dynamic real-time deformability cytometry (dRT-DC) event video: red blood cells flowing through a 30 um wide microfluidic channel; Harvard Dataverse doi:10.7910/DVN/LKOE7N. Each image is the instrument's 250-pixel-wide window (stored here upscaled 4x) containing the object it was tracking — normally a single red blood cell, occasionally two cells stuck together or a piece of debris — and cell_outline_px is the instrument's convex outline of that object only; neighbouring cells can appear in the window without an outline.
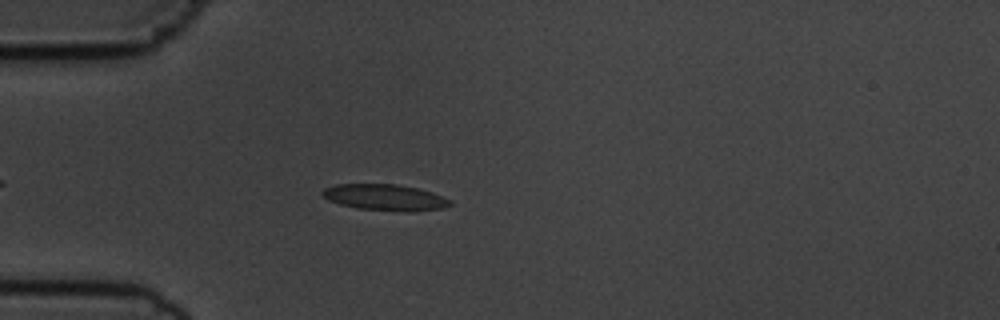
{"species": "common noctule bat (a hibernating species)", "species_latin": "Nyctalus noctula", "temperature_condition": "cold", "stored_images_in_passage": 42, "camera_frame_rate_fps": 3000, "um_per_image_px": 0.085, "animal": {"sex": "male", "body_mass_g": 19.5, "forearm_length_mm": 54.6}, "frame": {"image": 1, "passage_image": 5, "time_ms": 1.333, "image_size_px": [1000, 320], "cell_outline_px": [[452, 204], [444, 208], [412, 212], [408, 212], [356, 208], [340, 204], [328, 200], [320, 192], [324, 188], [336, 184], [396, 184], [416, 188], [432, 192], [452, 200]], "centroid_in_image_um": [32.74, 16.78], "position_along_channel_um": 52.3, "area_um2": 19.59}}
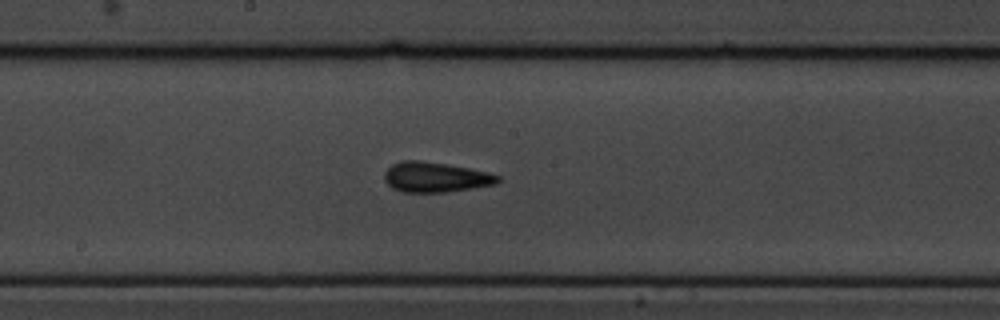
{"frame": {"image": 2, "passage_image": 19, "time_ms": 6.0, "image_size_px": [1000, 320], "cell_outline_px": [[500, 180], [496, 184], [448, 192], [404, 192], [392, 188], [384, 180], [384, 172], [392, 164], [400, 160], [420, 160], [448, 164], [488, 172], [500, 176]], "centroid_in_image_um": [37.0, 15.05], "position_along_channel_um": 211.2, "area_um2": 20.0}}
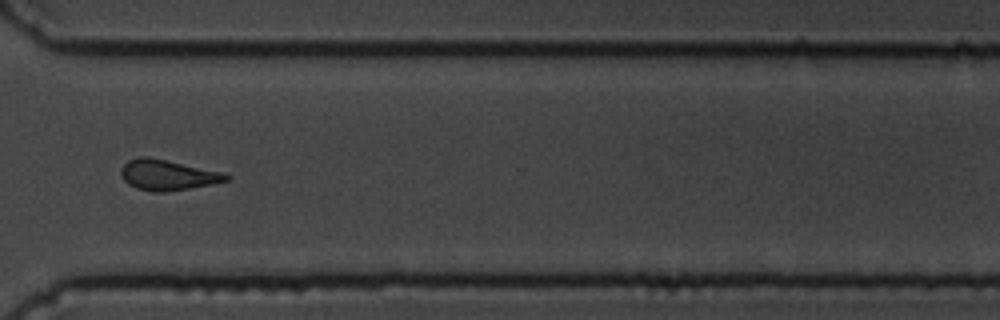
{"frame": {"image": 3, "passage_image": 31, "time_ms": 10.0, "image_size_px": [1000, 320], "cell_outline_px": [[232, 176], [228, 180], [188, 188], [164, 192], [152, 192], [136, 188], [128, 184], [120, 176], [120, 168], [128, 160], [140, 156], [148, 156], [224, 172]], "centroid_in_image_um": [14.2, 14.86], "position_along_channel_um": 356.4, "area_um2": 18.73}, "authors_computed_cell_mechanics": {"area_um2": 18.9584, "velocity_mm_per_s": 3.6322, "shape_relaxation_time_tau1_ms": 2.9904, "shape_relaxation_time_tau2_ms": 2.6478, "deformation_change_tau1": 0.1196, "deformation_change_tau2": 0.0624}}